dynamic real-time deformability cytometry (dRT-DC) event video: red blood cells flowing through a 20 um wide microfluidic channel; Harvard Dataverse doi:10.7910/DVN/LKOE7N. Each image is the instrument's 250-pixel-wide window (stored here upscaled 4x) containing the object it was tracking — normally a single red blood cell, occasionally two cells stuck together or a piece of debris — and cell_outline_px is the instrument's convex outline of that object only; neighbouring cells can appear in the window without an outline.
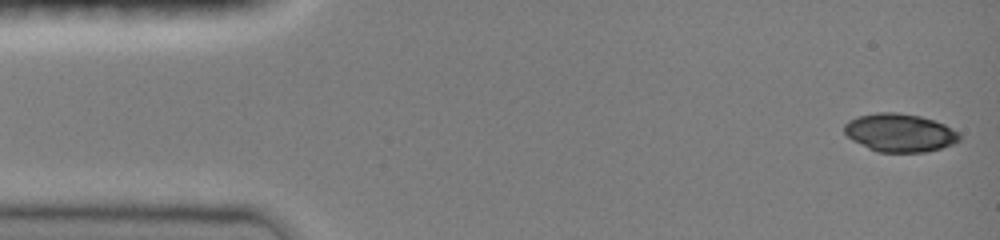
{"species": "common noctule bat (a hibernating species)", "species_latin": "Nyctalus noctula", "temperature_condition": "room temperature", "stored_images_in_passage": 46, "camera_frame_rate_fps": 3000, "um_per_image_px": 0.085, "animal": {"sex": "female", "body_mass_g": 19.0, "forearm_length_mm": 51.5}, "frame": {"image": 1, "passage_image": 1, "time_ms": 0.0, "image_size_px": [1000, 240], "cell_outline_px": [[960, 140], [952, 144], [940, 148], [924, 152], [876, 152], [852, 140], [844, 132], [844, 124], [848, 120], [856, 116], [876, 112], [896, 112], [920, 116], [944, 124], [960, 132]], "centroid_in_image_um": [76.46, 11.27], "position_along_channel_um": 8.5, "area_um2": 25.72}}
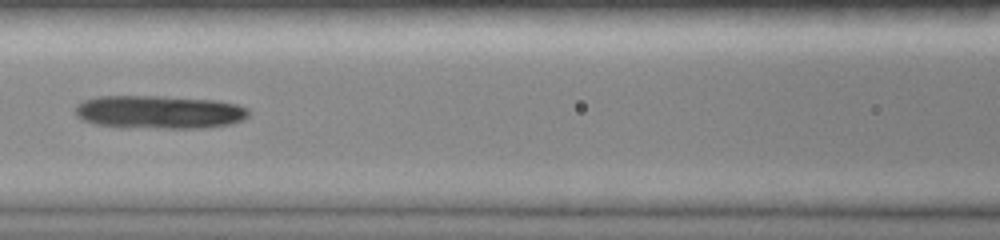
{"frame": {"image": 2, "passage_image": 20, "time_ms": 6.333, "image_size_px": [1000, 240], "cell_outline_px": [[252, 112], [244, 120], [232, 124], [204, 128], [164, 128], [96, 124], [80, 120], [76, 116], [76, 104], [84, 100], [96, 96], [164, 96], [216, 100], [236, 104], [248, 108]], "centroid_in_image_um": [13.59, 9.51], "position_along_channel_um": 153.0, "area_um2": 33.7}}
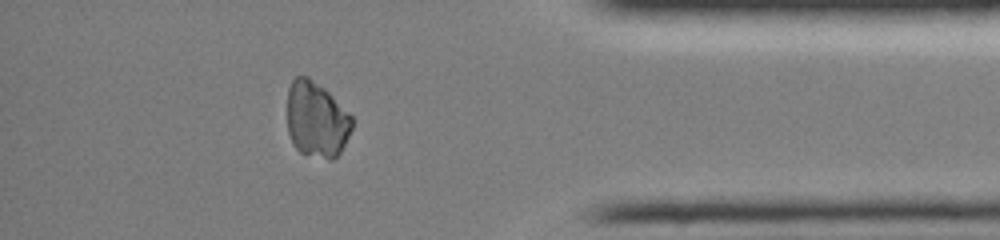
{"frame": {"image": 3, "passage_image": 40, "time_ms": 13.0, "image_size_px": [1000, 240], "cell_outline_px": [[352, 128], [340, 152], [332, 160], [328, 160], [300, 152], [292, 144], [288, 132], [288, 88], [292, 80], [296, 76], [308, 76], [324, 88], [352, 116]], "centroid_in_image_um": [26.89, 10.16], "position_along_channel_um": 408.3, "area_um2": 28.5}}